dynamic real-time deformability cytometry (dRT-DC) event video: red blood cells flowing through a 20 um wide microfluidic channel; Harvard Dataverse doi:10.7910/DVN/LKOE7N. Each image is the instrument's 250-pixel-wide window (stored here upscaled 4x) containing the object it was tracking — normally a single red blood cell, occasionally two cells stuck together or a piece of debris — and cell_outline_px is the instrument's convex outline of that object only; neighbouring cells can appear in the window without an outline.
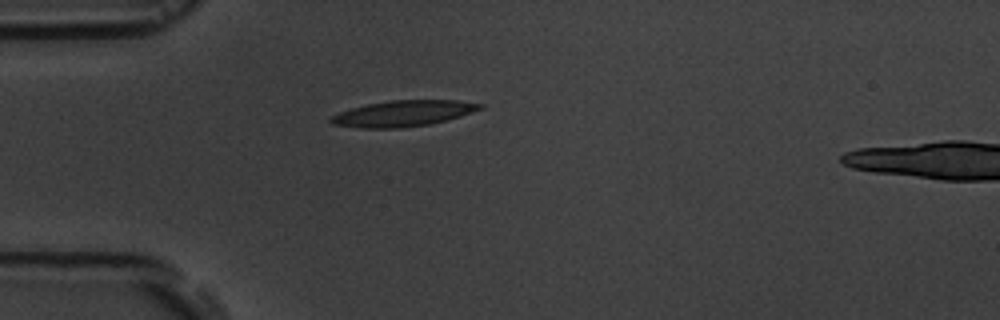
{"species": "common noctule bat (a hibernating species)", "species_latin": "Nyctalus noctula", "temperature_condition": "room temperature", "stored_images_in_passage": 2, "camera_frame_rate_fps": 3000, "um_per_image_px": 0.085, "animal": {"sex": "male", "body_mass_g": 19.5, "forearm_length_mm": 54.6}, "frame": {"image": 1, "passage_image": 1, "time_ms": 0.0, "image_size_px": [1000, 320], "cell_outline_px": [[484, 108], [460, 116], [428, 124], [400, 128], [360, 128], [332, 124], [328, 120], [332, 116], [340, 112], [352, 108], [368, 104], [392, 100], [456, 100], [484, 104]], "centroid_in_image_um": [34.27, 9.64], "position_along_channel_um": 50.7, "area_um2": 22.31}}